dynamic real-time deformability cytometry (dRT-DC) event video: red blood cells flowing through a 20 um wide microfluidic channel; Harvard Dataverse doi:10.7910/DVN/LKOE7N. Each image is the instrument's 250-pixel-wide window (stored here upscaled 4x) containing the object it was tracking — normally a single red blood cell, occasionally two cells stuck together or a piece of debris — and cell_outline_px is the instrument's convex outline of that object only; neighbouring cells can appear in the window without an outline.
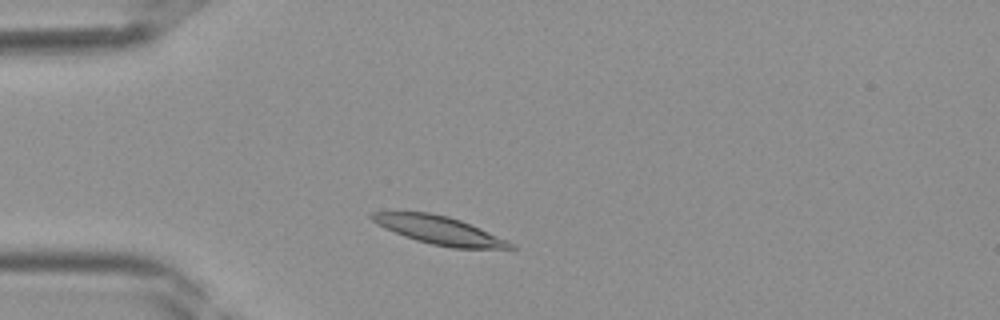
{"species": "Egyptian fruit bat (a non-hibernating species)", "species_latin": "Rousettus aegyptiacus", "temperature_condition": "room temperature", "stored_images_in_passage": 34, "camera_frame_rate_fps": 3000, "um_per_image_px": 0.085, "frame": {"image": 1, "passage_image": 4, "time_ms": 1.0, "image_size_px": [1000, 320], "cell_outline_px": [[516, 248], [452, 248], [432, 244], [416, 240], [404, 236], [384, 228], [372, 220], [368, 216], [368, 212], [428, 212], [448, 216], [460, 220], [480, 228], [508, 240]], "centroid_in_image_um": [37.3, 19.56], "position_along_channel_um": 47.7, "area_um2": 22.54}}
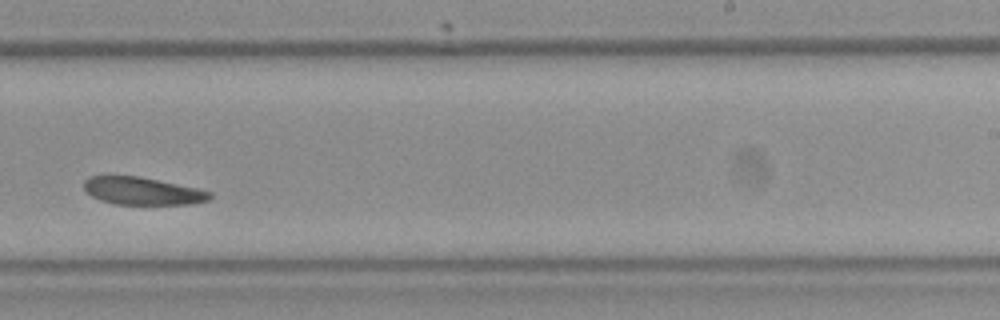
{"frame": {"image": 2, "passage_image": 19, "time_ms": 6.0, "image_size_px": [1000, 320], "cell_outline_px": [[212, 200], [188, 204], [116, 204], [100, 200], [92, 196], [84, 188], [84, 180], [88, 176], [140, 176], [196, 188], [212, 192]], "centroid_in_image_um": [12.12, 16.23], "position_along_channel_um": 276.9, "area_um2": 20.17}}
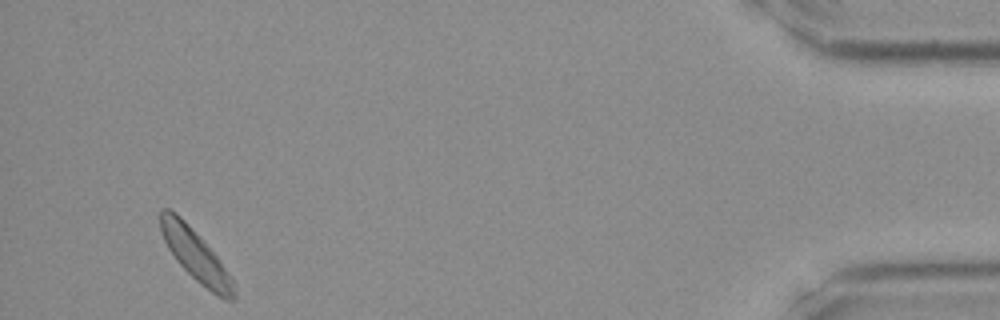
{"frame": {"image": 3, "passage_image": 32, "time_ms": 10.333, "image_size_px": [1000, 320], "cell_outline_px": [[236, 296], [232, 300], [224, 300], [216, 296], [200, 284], [176, 260], [168, 248], [160, 232], [160, 208], [168, 208], [176, 212], [188, 224], [216, 256], [232, 276]], "centroid_in_image_um": [16.62, 21.71], "position_along_channel_um": 418.6, "area_um2": 21.79}}